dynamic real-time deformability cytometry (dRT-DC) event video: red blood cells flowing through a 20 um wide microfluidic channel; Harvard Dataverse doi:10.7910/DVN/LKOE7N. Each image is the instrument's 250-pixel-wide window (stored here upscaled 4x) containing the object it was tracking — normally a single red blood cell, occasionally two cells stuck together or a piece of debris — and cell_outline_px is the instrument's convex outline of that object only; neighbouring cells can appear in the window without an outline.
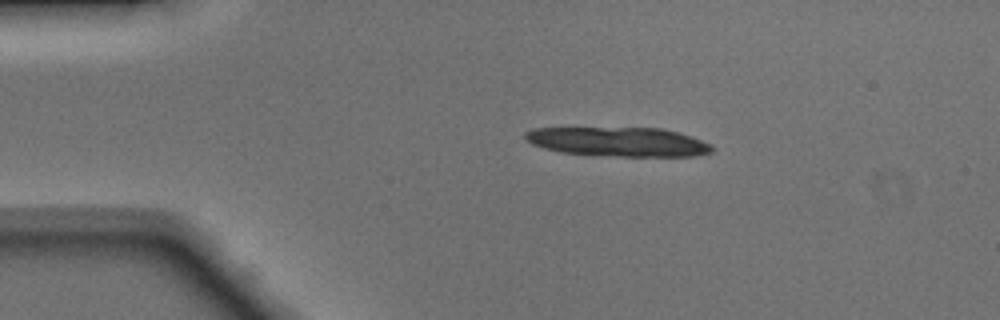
{"species": "Egyptian fruit bat (a non-hibernating species)", "species_latin": "Rousettus aegyptiacus", "temperature_condition": "warm", "stored_images_in_passage": 18, "camera_frame_rate_fps": 3000, "um_per_image_px": 0.085, "animal": {"sex": "male"}, "frame": {"image": 1, "passage_image": 8, "time_ms": 2.333, "image_size_px": [1000, 320], "cell_outline_px": [[716, 148], [712, 152], [692, 156], [620, 156], [560, 152], [544, 148], [532, 144], [524, 136], [524, 132], [532, 128], [660, 128], [680, 132], [692, 136], [712, 144]], "centroid_in_image_um": [52.61, 12.04], "position_along_channel_um": 32.4, "area_um2": 31.85}}